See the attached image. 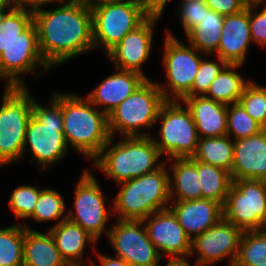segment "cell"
Returning <instances> with one entry per match:
<instances>
[{
    "label": "cell",
    "instance_id": "obj_1",
    "mask_svg": "<svg viewBox=\"0 0 266 266\" xmlns=\"http://www.w3.org/2000/svg\"><path fill=\"white\" fill-rule=\"evenodd\" d=\"M57 4L33 13L40 54L52 69L94 50L90 5L72 0Z\"/></svg>",
    "mask_w": 266,
    "mask_h": 266
},
{
    "label": "cell",
    "instance_id": "obj_2",
    "mask_svg": "<svg viewBox=\"0 0 266 266\" xmlns=\"http://www.w3.org/2000/svg\"><path fill=\"white\" fill-rule=\"evenodd\" d=\"M37 67L44 74L51 69L39 51L33 13L13 8L0 25V80L4 87H28L23 76L36 75Z\"/></svg>",
    "mask_w": 266,
    "mask_h": 266
},
{
    "label": "cell",
    "instance_id": "obj_3",
    "mask_svg": "<svg viewBox=\"0 0 266 266\" xmlns=\"http://www.w3.org/2000/svg\"><path fill=\"white\" fill-rule=\"evenodd\" d=\"M60 108L68 147L93 161L111 138L108 116L74 92L60 93Z\"/></svg>",
    "mask_w": 266,
    "mask_h": 266
},
{
    "label": "cell",
    "instance_id": "obj_4",
    "mask_svg": "<svg viewBox=\"0 0 266 266\" xmlns=\"http://www.w3.org/2000/svg\"><path fill=\"white\" fill-rule=\"evenodd\" d=\"M27 149L33 158L29 162L37 164L42 172H47L67 154L69 148L63 133L59 92L53 93L48 106H42L33 96L32 117L25 134L23 159Z\"/></svg>",
    "mask_w": 266,
    "mask_h": 266
},
{
    "label": "cell",
    "instance_id": "obj_5",
    "mask_svg": "<svg viewBox=\"0 0 266 266\" xmlns=\"http://www.w3.org/2000/svg\"><path fill=\"white\" fill-rule=\"evenodd\" d=\"M113 140L111 137L92 163L117 184L153 172L165 163L151 136L121 137L118 143Z\"/></svg>",
    "mask_w": 266,
    "mask_h": 266
},
{
    "label": "cell",
    "instance_id": "obj_6",
    "mask_svg": "<svg viewBox=\"0 0 266 266\" xmlns=\"http://www.w3.org/2000/svg\"><path fill=\"white\" fill-rule=\"evenodd\" d=\"M165 162L157 170L118 184L112 198L113 214L122 220H144L152 213L169 208V170Z\"/></svg>",
    "mask_w": 266,
    "mask_h": 266
},
{
    "label": "cell",
    "instance_id": "obj_7",
    "mask_svg": "<svg viewBox=\"0 0 266 266\" xmlns=\"http://www.w3.org/2000/svg\"><path fill=\"white\" fill-rule=\"evenodd\" d=\"M165 101L156 81L147 79L108 115L111 137L119 133L121 137L151 136L146 130L156 125L158 112Z\"/></svg>",
    "mask_w": 266,
    "mask_h": 266
},
{
    "label": "cell",
    "instance_id": "obj_8",
    "mask_svg": "<svg viewBox=\"0 0 266 266\" xmlns=\"http://www.w3.org/2000/svg\"><path fill=\"white\" fill-rule=\"evenodd\" d=\"M28 87H4L0 106V167L23 159L33 94Z\"/></svg>",
    "mask_w": 266,
    "mask_h": 266
},
{
    "label": "cell",
    "instance_id": "obj_9",
    "mask_svg": "<svg viewBox=\"0 0 266 266\" xmlns=\"http://www.w3.org/2000/svg\"><path fill=\"white\" fill-rule=\"evenodd\" d=\"M160 122L159 138L151 136L165 160L192 158L196 152L199 136L194 119L180 100H166L157 115ZM165 155V156H164Z\"/></svg>",
    "mask_w": 266,
    "mask_h": 266
},
{
    "label": "cell",
    "instance_id": "obj_10",
    "mask_svg": "<svg viewBox=\"0 0 266 266\" xmlns=\"http://www.w3.org/2000/svg\"><path fill=\"white\" fill-rule=\"evenodd\" d=\"M90 7L94 50L100 48L105 55L148 18L132 1L101 0Z\"/></svg>",
    "mask_w": 266,
    "mask_h": 266
},
{
    "label": "cell",
    "instance_id": "obj_11",
    "mask_svg": "<svg viewBox=\"0 0 266 266\" xmlns=\"http://www.w3.org/2000/svg\"><path fill=\"white\" fill-rule=\"evenodd\" d=\"M162 62L166 82L156 81L165 100H182L192 88L202 55L189 44L182 43L171 31L163 39Z\"/></svg>",
    "mask_w": 266,
    "mask_h": 266
},
{
    "label": "cell",
    "instance_id": "obj_12",
    "mask_svg": "<svg viewBox=\"0 0 266 266\" xmlns=\"http://www.w3.org/2000/svg\"><path fill=\"white\" fill-rule=\"evenodd\" d=\"M74 192L73 208L67 211V219L82 227L96 241L102 233L106 232L107 237L110 227L106 225L114 216L113 205L107 207L106 197L91 170H84L75 184Z\"/></svg>",
    "mask_w": 266,
    "mask_h": 266
},
{
    "label": "cell",
    "instance_id": "obj_13",
    "mask_svg": "<svg viewBox=\"0 0 266 266\" xmlns=\"http://www.w3.org/2000/svg\"><path fill=\"white\" fill-rule=\"evenodd\" d=\"M223 209V219L242 231L263 230L266 220V181L232 180Z\"/></svg>",
    "mask_w": 266,
    "mask_h": 266
},
{
    "label": "cell",
    "instance_id": "obj_14",
    "mask_svg": "<svg viewBox=\"0 0 266 266\" xmlns=\"http://www.w3.org/2000/svg\"><path fill=\"white\" fill-rule=\"evenodd\" d=\"M107 239L114 254L131 266H160L162 257L149 239L142 220L116 219Z\"/></svg>",
    "mask_w": 266,
    "mask_h": 266
},
{
    "label": "cell",
    "instance_id": "obj_15",
    "mask_svg": "<svg viewBox=\"0 0 266 266\" xmlns=\"http://www.w3.org/2000/svg\"><path fill=\"white\" fill-rule=\"evenodd\" d=\"M243 231L233 223L221 219L192 240L191 257L196 253L194 266H213L227 259L233 266Z\"/></svg>",
    "mask_w": 266,
    "mask_h": 266
},
{
    "label": "cell",
    "instance_id": "obj_16",
    "mask_svg": "<svg viewBox=\"0 0 266 266\" xmlns=\"http://www.w3.org/2000/svg\"><path fill=\"white\" fill-rule=\"evenodd\" d=\"M142 221L162 258L165 253L168 257H191L192 240L170 208L156 211Z\"/></svg>",
    "mask_w": 266,
    "mask_h": 266
},
{
    "label": "cell",
    "instance_id": "obj_17",
    "mask_svg": "<svg viewBox=\"0 0 266 266\" xmlns=\"http://www.w3.org/2000/svg\"><path fill=\"white\" fill-rule=\"evenodd\" d=\"M158 20L160 18L148 17L106 54L115 68L134 71L150 79L143 72L142 65L150 58Z\"/></svg>",
    "mask_w": 266,
    "mask_h": 266
},
{
    "label": "cell",
    "instance_id": "obj_18",
    "mask_svg": "<svg viewBox=\"0 0 266 266\" xmlns=\"http://www.w3.org/2000/svg\"><path fill=\"white\" fill-rule=\"evenodd\" d=\"M232 180L266 181V129L233 140Z\"/></svg>",
    "mask_w": 266,
    "mask_h": 266
},
{
    "label": "cell",
    "instance_id": "obj_19",
    "mask_svg": "<svg viewBox=\"0 0 266 266\" xmlns=\"http://www.w3.org/2000/svg\"><path fill=\"white\" fill-rule=\"evenodd\" d=\"M252 43L247 5L238 13L224 16L220 42L213 57H220L226 64L243 66Z\"/></svg>",
    "mask_w": 266,
    "mask_h": 266
},
{
    "label": "cell",
    "instance_id": "obj_20",
    "mask_svg": "<svg viewBox=\"0 0 266 266\" xmlns=\"http://www.w3.org/2000/svg\"><path fill=\"white\" fill-rule=\"evenodd\" d=\"M146 80L140 73L115 68V72L104 78L86 98L108 116Z\"/></svg>",
    "mask_w": 266,
    "mask_h": 266
},
{
    "label": "cell",
    "instance_id": "obj_21",
    "mask_svg": "<svg viewBox=\"0 0 266 266\" xmlns=\"http://www.w3.org/2000/svg\"><path fill=\"white\" fill-rule=\"evenodd\" d=\"M169 208L191 240H194L223 218L222 204L204 198L170 201Z\"/></svg>",
    "mask_w": 266,
    "mask_h": 266
},
{
    "label": "cell",
    "instance_id": "obj_22",
    "mask_svg": "<svg viewBox=\"0 0 266 266\" xmlns=\"http://www.w3.org/2000/svg\"><path fill=\"white\" fill-rule=\"evenodd\" d=\"M189 109L199 138L227 135L228 105L204 96L184 97L181 100Z\"/></svg>",
    "mask_w": 266,
    "mask_h": 266
},
{
    "label": "cell",
    "instance_id": "obj_23",
    "mask_svg": "<svg viewBox=\"0 0 266 266\" xmlns=\"http://www.w3.org/2000/svg\"><path fill=\"white\" fill-rule=\"evenodd\" d=\"M48 231L55 241L61 258L71 266H85L83 253L87 243L92 246L93 251L98 243L82 227L68 219L51 227Z\"/></svg>",
    "mask_w": 266,
    "mask_h": 266
},
{
    "label": "cell",
    "instance_id": "obj_24",
    "mask_svg": "<svg viewBox=\"0 0 266 266\" xmlns=\"http://www.w3.org/2000/svg\"><path fill=\"white\" fill-rule=\"evenodd\" d=\"M165 162L171 164V168L168 167L172 172L169 173L170 201L202 199L197 161L193 158H175Z\"/></svg>",
    "mask_w": 266,
    "mask_h": 266
},
{
    "label": "cell",
    "instance_id": "obj_25",
    "mask_svg": "<svg viewBox=\"0 0 266 266\" xmlns=\"http://www.w3.org/2000/svg\"><path fill=\"white\" fill-rule=\"evenodd\" d=\"M23 226V266H68L49 231L42 233L29 224Z\"/></svg>",
    "mask_w": 266,
    "mask_h": 266
},
{
    "label": "cell",
    "instance_id": "obj_26",
    "mask_svg": "<svg viewBox=\"0 0 266 266\" xmlns=\"http://www.w3.org/2000/svg\"><path fill=\"white\" fill-rule=\"evenodd\" d=\"M223 22L224 15L211 10L203 3L201 21L185 35L188 44L204 53L205 57L213 56L218 49Z\"/></svg>",
    "mask_w": 266,
    "mask_h": 266
},
{
    "label": "cell",
    "instance_id": "obj_27",
    "mask_svg": "<svg viewBox=\"0 0 266 266\" xmlns=\"http://www.w3.org/2000/svg\"><path fill=\"white\" fill-rule=\"evenodd\" d=\"M239 68L242 65L227 64L213 80L205 96L225 105L238 103L245 87L251 82L238 73Z\"/></svg>",
    "mask_w": 266,
    "mask_h": 266
},
{
    "label": "cell",
    "instance_id": "obj_28",
    "mask_svg": "<svg viewBox=\"0 0 266 266\" xmlns=\"http://www.w3.org/2000/svg\"><path fill=\"white\" fill-rule=\"evenodd\" d=\"M201 163L223 168L231 173L233 164V140L228 136L199 138L192 157Z\"/></svg>",
    "mask_w": 266,
    "mask_h": 266
},
{
    "label": "cell",
    "instance_id": "obj_29",
    "mask_svg": "<svg viewBox=\"0 0 266 266\" xmlns=\"http://www.w3.org/2000/svg\"><path fill=\"white\" fill-rule=\"evenodd\" d=\"M197 173L202 198L213 200L223 205L232 184L230 172L223 168L197 161Z\"/></svg>",
    "mask_w": 266,
    "mask_h": 266
},
{
    "label": "cell",
    "instance_id": "obj_30",
    "mask_svg": "<svg viewBox=\"0 0 266 266\" xmlns=\"http://www.w3.org/2000/svg\"><path fill=\"white\" fill-rule=\"evenodd\" d=\"M233 266H266V230L243 231Z\"/></svg>",
    "mask_w": 266,
    "mask_h": 266
},
{
    "label": "cell",
    "instance_id": "obj_31",
    "mask_svg": "<svg viewBox=\"0 0 266 266\" xmlns=\"http://www.w3.org/2000/svg\"><path fill=\"white\" fill-rule=\"evenodd\" d=\"M23 224L0 228V266H23Z\"/></svg>",
    "mask_w": 266,
    "mask_h": 266
},
{
    "label": "cell",
    "instance_id": "obj_32",
    "mask_svg": "<svg viewBox=\"0 0 266 266\" xmlns=\"http://www.w3.org/2000/svg\"><path fill=\"white\" fill-rule=\"evenodd\" d=\"M65 208V201L59 191L46 187L40 191L31 219H34L36 222H49L54 220L56 222L51 227H55L67 219V211Z\"/></svg>",
    "mask_w": 266,
    "mask_h": 266
},
{
    "label": "cell",
    "instance_id": "obj_33",
    "mask_svg": "<svg viewBox=\"0 0 266 266\" xmlns=\"http://www.w3.org/2000/svg\"><path fill=\"white\" fill-rule=\"evenodd\" d=\"M263 128L238 103L228 105L227 135L232 140L247 138L258 134Z\"/></svg>",
    "mask_w": 266,
    "mask_h": 266
},
{
    "label": "cell",
    "instance_id": "obj_34",
    "mask_svg": "<svg viewBox=\"0 0 266 266\" xmlns=\"http://www.w3.org/2000/svg\"><path fill=\"white\" fill-rule=\"evenodd\" d=\"M239 103L263 129H266V86L251 80L245 87Z\"/></svg>",
    "mask_w": 266,
    "mask_h": 266
},
{
    "label": "cell",
    "instance_id": "obj_35",
    "mask_svg": "<svg viewBox=\"0 0 266 266\" xmlns=\"http://www.w3.org/2000/svg\"><path fill=\"white\" fill-rule=\"evenodd\" d=\"M41 190L30 184L17 186L12 191L8 205L17 219L27 220L33 215Z\"/></svg>",
    "mask_w": 266,
    "mask_h": 266
},
{
    "label": "cell",
    "instance_id": "obj_36",
    "mask_svg": "<svg viewBox=\"0 0 266 266\" xmlns=\"http://www.w3.org/2000/svg\"><path fill=\"white\" fill-rule=\"evenodd\" d=\"M207 58L209 57H202L191 91L185 97L206 95L213 80L227 65L220 57H217V61Z\"/></svg>",
    "mask_w": 266,
    "mask_h": 266
},
{
    "label": "cell",
    "instance_id": "obj_37",
    "mask_svg": "<svg viewBox=\"0 0 266 266\" xmlns=\"http://www.w3.org/2000/svg\"><path fill=\"white\" fill-rule=\"evenodd\" d=\"M249 25L253 43L266 47V3L249 4Z\"/></svg>",
    "mask_w": 266,
    "mask_h": 266
},
{
    "label": "cell",
    "instance_id": "obj_38",
    "mask_svg": "<svg viewBox=\"0 0 266 266\" xmlns=\"http://www.w3.org/2000/svg\"><path fill=\"white\" fill-rule=\"evenodd\" d=\"M177 12L182 29L185 35L196 25L199 24L203 17V3L194 1L179 2Z\"/></svg>",
    "mask_w": 266,
    "mask_h": 266
},
{
    "label": "cell",
    "instance_id": "obj_39",
    "mask_svg": "<svg viewBox=\"0 0 266 266\" xmlns=\"http://www.w3.org/2000/svg\"><path fill=\"white\" fill-rule=\"evenodd\" d=\"M205 4L224 16L238 13L247 6L244 0H206Z\"/></svg>",
    "mask_w": 266,
    "mask_h": 266
},
{
    "label": "cell",
    "instance_id": "obj_40",
    "mask_svg": "<svg viewBox=\"0 0 266 266\" xmlns=\"http://www.w3.org/2000/svg\"><path fill=\"white\" fill-rule=\"evenodd\" d=\"M168 0H139L138 4L140 5L142 11L148 17H157L161 19V15L165 12V7Z\"/></svg>",
    "mask_w": 266,
    "mask_h": 266
},
{
    "label": "cell",
    "instance_id": "obj_41",
    "mask_svg": "<svg viewBox=\"0 0 266 266\" xmlns=\"http://www.w3.org/2000/svg\"><path fill=\"white\" fill-rule=\"evenodd\" d=\"M14 8L30 11L34 13L37 10L43 9L47 4H57L60 0H9Z\"/></svg>",
    "mask_w": 266,
    "mask_h": 266
},
{
    "label": "cell",
    "instance_id": "obj_42",
    "mask_svg": "<svg viewBox=\"0 0 266 266\" xmlns=\"http://www.w3.org/2000/svg\"><path fill=\"white\" fill-rule=\"evenodd\" d=\"M94 253L97 254V256H98L97 257L98 263L96 261H92V258H90V259L88 258L89 266H131L124 259H122L116 255L110 256L109 253L107 255L102 254V253H99L97 251V249H95Z\"/></svg>",
    "mask_w": 266,
    "mask_h": 266
},
{
    "label": "cell",
    "instance_id": "obj_43",
    "mask_svg": "<svg viewBox=\"0 0 266 266\" xmlns=\"http://www.w3.org/2000/svg\"><path fill=\"white\" fill-rule=\"evenodd\" d=\"M188 258L190 257H168L164 266H192Z\"/></svg>",
    "mask_w": 266,
    "mask_h": 266
},
{
    "label": "cell",
    "instance_id": "obj_44",
    "mask_svg": "<svg viewBox=\"0 0 266 266\" xmlns=\"http://www.w3.org/2000/svg\"><path fill=\"white\" fill-rule=\"evenodd\" d=\"M12 5H3L0 6V25L5 19L6 15L13 9Z\"/></svg>",
    "mask_w": 266,
    "mask_h": 266
},
{
    "label": "cell",
    "instance_id": "obj_45",
    "mask_svg": "<svg viewBox=\"0 0 266 266\" xmlns=\"http://www.w3.org/2000/svg\"><path fill=\"white\" fill-rule=\"evenodd\" d=\"M247 5L249 4H264L266 0H244Z\"/></svg>",
    "mask_w": 266,
    "mask_h": 266
},
{
    "label": "cell",
    "instance_id": "obj_46",
    "mask_svg": "<svg viewBox=\"0 0 266 266\" xmlns=\"http://www.w3.org/2000/svg\"><path fill=\"white\" fill-rule=\"evenodd\" d=\"M72 1H76V2H80V3H85V4H93L95 2L101 1V0H72Z\"/></svg>",
    "mask_w": 266,
    "mask_h": 266
},
{
    "label": "cell",
    "instance_id": "obj_47",
    "mask_svg": "<svg viewBox=\"0 0 266 266\" xmlns=\"http://www.w3.org/2000/svg\"><path fill=\"white\" fill-rule=\"evenodd\" d=\"M3 5H12L9 0H0V6Z\"/></svg>",
    "mask_w": 266,
    "mask_h": 266
},
{
    "label": "cell",
    "instance_id": "obj_48",
    "mask_svg": "<svg viewBox=\"0 0 266 266\" xmlns=\"http://www.w3.org/2000/svg\"><path fill=\"white\" fill-rule=\"evenodd\" d=\"M184 1L188 0H180L179 2H184ZM190 1L206 3V0H190Z\"/></svg>",
    "mask_w": 266,
    "mask_h": 266
},
{
    "label": "cell",
    "instance_id": "obj_49",
    "mask_svg": "<svg viewBox=\"0 0 266 266\" xmlns=\"http://www.w3.org/2000/svg\"><path fill=\"white\" fill-rule=\"evenodd\" d=\"M122 1H132V2H136V3L139 2V0H122Z\"/></svg>",
    "mask_w": 266,
    "mask_h": 266
},
{
    "label": "cell",
    "instance_id": "obj_50",
    "mask_svg": "<svg viewBox=\"0 0 266 266\" xmlns=\"http://www.w3.org/2000/svg\"><path fill=\"white\" fill-rule=\"evenodd\" d=\"M263 230H266V220H265V222L263 223Z\"/></svg>",
    "mask_w": 266,
    "mask_h": 266
}]
</instances>
